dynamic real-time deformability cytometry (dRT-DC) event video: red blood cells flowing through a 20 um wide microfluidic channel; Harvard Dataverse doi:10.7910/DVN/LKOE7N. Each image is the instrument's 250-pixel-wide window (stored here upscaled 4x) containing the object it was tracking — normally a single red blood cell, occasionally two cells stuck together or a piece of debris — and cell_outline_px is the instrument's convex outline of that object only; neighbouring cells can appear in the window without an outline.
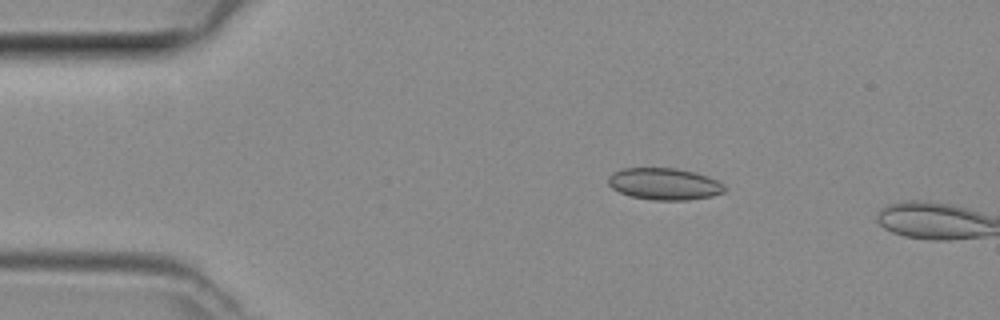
{"species": "common noctule bat (a hibernating species)", "species_latin": "Nyctalus noctula", "temperature_condition": "room temperature", "stored_images_in_passage": 15, "camera_frame_rate_fps": 3000, "um_per_image_px": 0.085, "animal": {"sex": "female", "body_mass_g": 29.2, "forearm_length_mm": 56.3}, "frame": {"image": 1, "passage_image": 9, "time_ms": 2.667, "image_size_px": [1000, 320], "cell_outline_px": [[724, 192], [712, 196], [688, 200], [652, 200], [632, 196], [620, 192], [612, 188], [608, 184], [608, 176], [612, 172], [624, 168], [676, 168], [708, 176], [724, 184]], "centroid_in_image_um": [56.45, 15.63], "position_along_channel_um": 28.6, "area_um2": 21.5}}